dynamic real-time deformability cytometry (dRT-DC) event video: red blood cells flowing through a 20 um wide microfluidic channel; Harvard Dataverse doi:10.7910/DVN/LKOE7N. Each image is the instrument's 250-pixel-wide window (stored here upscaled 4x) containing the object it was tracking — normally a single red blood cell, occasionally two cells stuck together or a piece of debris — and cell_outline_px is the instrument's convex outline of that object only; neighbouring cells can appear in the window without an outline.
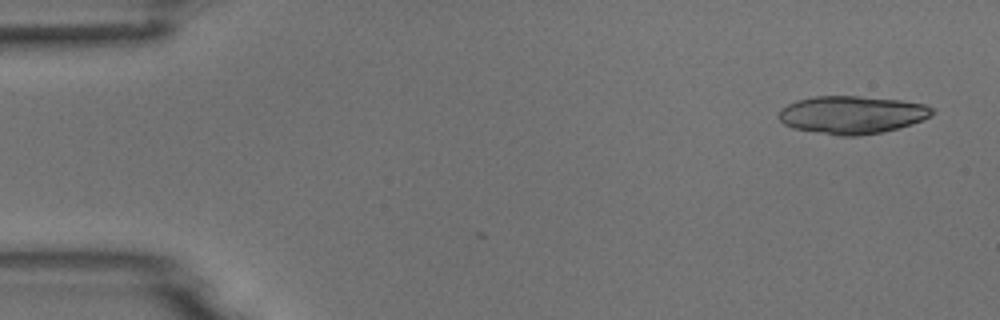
{"species": "common noctule bat (a hibernating species)", "species_latin": "Nyctalus noctula", "temperature_condition": "room temperature", "stored_images_in_passage": 8, "camera_frame_rate_fps": 3000, "um_per_image_px": 0.085, "animal": {"sex": "male", "body_mass_g": 18.8}, "frame": {"image": 1, "passage_image": 1, "time_ms": 0.0, "image_size_px": [1000, 320], "cell_outline_px": [[936, 112], [932, 116], [924, 120], [900, 128], [860, 136], [840, 136], [792, 128], [784, 124], [780, 120], [780, 108], [796, 100], [816, 96], [860, 96], [900, 100], [924, 104], [932, 108]], "centroid_in_image_um": [72.45, 9.76], "position_along_channel_um": 12.6, "area_um2": 33.99}}
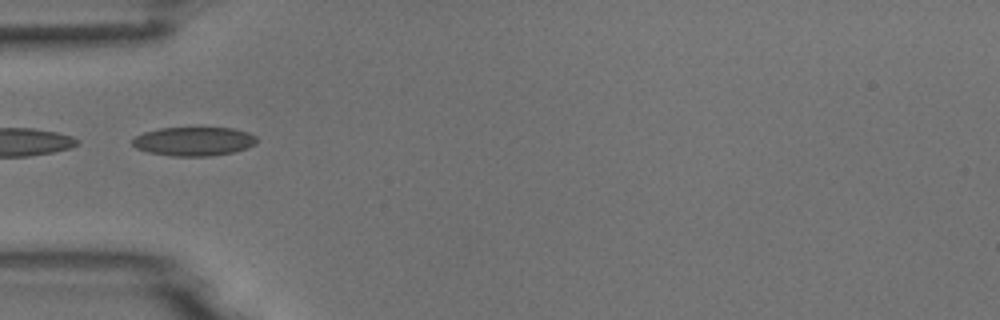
{"frame": {"image": 2, "passage_image": 5, "time_ms": 4.667, "image_size_px": [1000, 320], "cell_outline_px": [[256, 144], [248, 148], [232, 152], [212, 156], [172, 156], [148, 152], [136, 148], [132, 144], [132, 140], [136, 136], [144, 132], [160, 128], [232, 128], [248, 132], [256, 136]], "centroid_in_image_um": [16.48, 12.02], "position_along_channel_um": 68.5, "area_um2": 20.92}}